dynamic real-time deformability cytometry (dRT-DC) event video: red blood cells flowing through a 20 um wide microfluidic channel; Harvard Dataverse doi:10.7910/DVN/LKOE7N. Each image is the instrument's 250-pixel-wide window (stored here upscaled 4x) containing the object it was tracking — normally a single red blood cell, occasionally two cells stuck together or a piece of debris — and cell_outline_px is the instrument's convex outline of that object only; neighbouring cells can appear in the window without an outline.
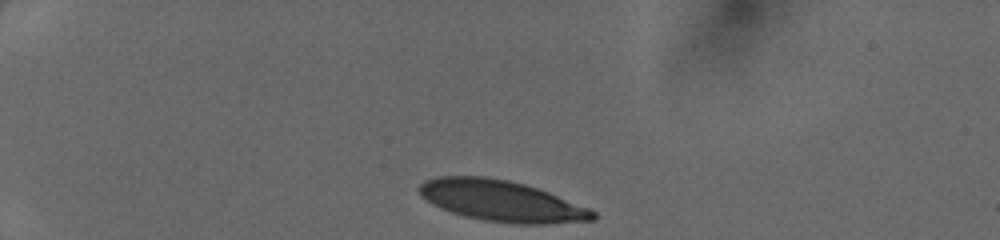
{"species": "human", "species_latin": "Homo sapiens", "temperature_condition": "cold", "stored_images_in_passage": 32, "camera_frame_rate_fps": 3000, "um_per_image_px": 0.085, "donor": {"sex": "female"}, "frame": {"image": 1, "passage_image": 1, "time_ms": 0.0, "image_size_px": [1000, 240], "cell_outline_px": [[596, 220], [548, 224], [512, 224], [484, 220], [464, 216], [440, 208], [432, 204], [420, 196], [416, 188], [424, 180], [436, 176], [484, 176], [508, 180], [524, 184], [548, 192], [588, 208], [596, 212]], "centroid_in_image_um": [42.58, 17.08], "position_along_channel_um": 42.4, "area_um2": 41.67}}
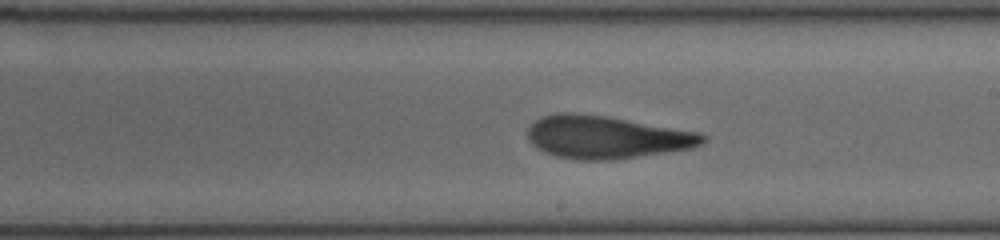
{"frame": {"image": 2, "passage_image": 19, "time_ms": 6.0, "image_size_px": [1000, 240], "cell_outline_px": [[708, 136], [700, 144], [692, 148], [608, 160], [576, 160], [556, 156], [544, 152], [536, 148], [528, 140], [528, 128], [540, 116], [556, 112], [572, 112], [608, 116], [700, 132]], "centroid_in_image_um": [51.5, 11.64], "position_along_channel_um": 237.5, "area_um2": 43.64}}
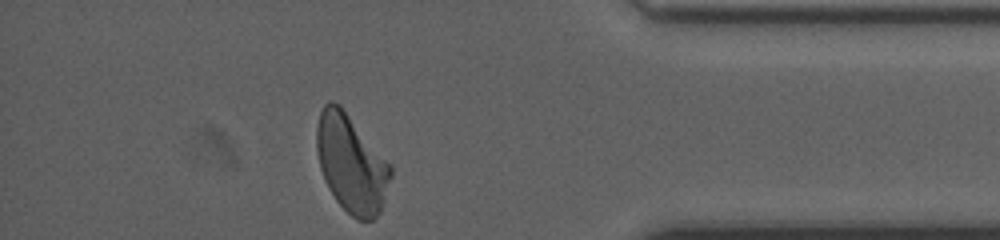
{"frame": {"image": 3, "passage_image": 32, "time_ms": 10.333, "image_size_px": [1000, 240], "cell_outline_px": [[392, 176], [380, 212], [372, 220], [356, 220], [336, 200], [328, 188], [324, 180], [320, 168], [316, 148], [316, 128], [320, 112], [324, 104], [328, 100], [332, 100], [340, 104], [392, 164]], "centroid_in_image_um": [29.86, 13.88], "position_along_channel_um": 405.3, "area_um2": 42.54}}